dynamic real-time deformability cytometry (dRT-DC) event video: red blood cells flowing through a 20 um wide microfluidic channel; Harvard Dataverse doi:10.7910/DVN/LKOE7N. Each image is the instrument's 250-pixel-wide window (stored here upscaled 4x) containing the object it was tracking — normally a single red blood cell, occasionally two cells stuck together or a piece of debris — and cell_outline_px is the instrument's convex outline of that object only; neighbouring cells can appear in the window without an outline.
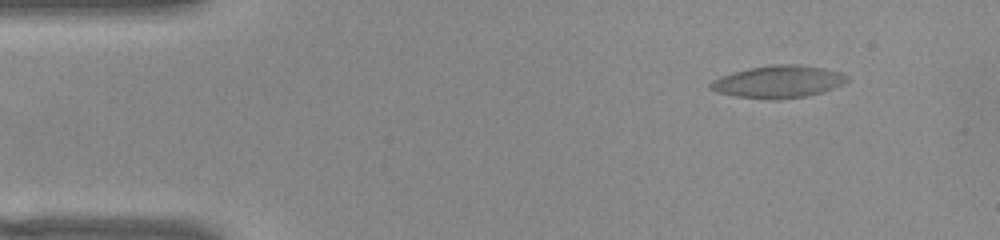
{"species": "common noctule bat (a hibernating species)", "species_latin": "Nyctalus noctula", "temperature_condition": "warm", "stored_images_in_passage": 55, "camera_frame_rate_fps": 3000, "um_per_image_px": 0.085, "animal": {"sex": "female", "body_mass_g": 22.0, "forearm_length_mm": 56.7}, "frame": {"image": 1, "passage_image": 6, "time_ms": 1.667, "image_size_px": [1000, 240], "cell_outline_px": [[848, 80], [844, 84], [820, 92], [804, 96], [736, 96], [716, 92], [708, 88], [708, 84], [712, 80], [732, 72], [772, 64], [796, 64], [824, 68], [840, 72], [848, 76]], "centroid_in_image_um": [66.15, 6.89], "position_along_channel_um": 18.8, "area_um2": 24.62}}
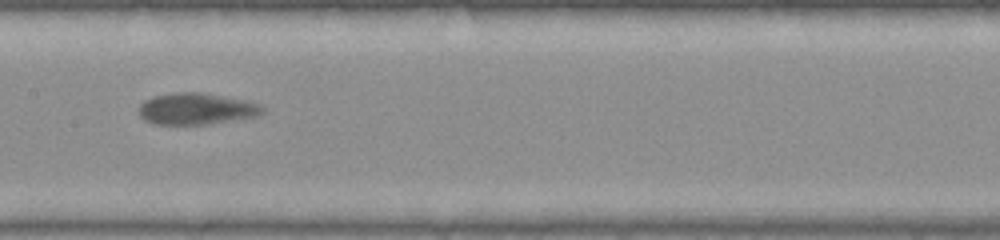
{"frame": {"image": 2, "passage_image": 27, "time_ms": 8.667, "image_size_px": [1000, 240], "cell_outline_px": [[264, 112], [256, 116], [208, 124], [156, 124], [144, 120], [140, 116], [140, 104], [144, 100], [152, 96], [176, 92], [200, 92], [244, 100], [260, 104], [264, 108]], "centroid_in_image_um": [16.67, 9.24], "position_along_channel_um": 190.7, "area_um2": 22.54}}
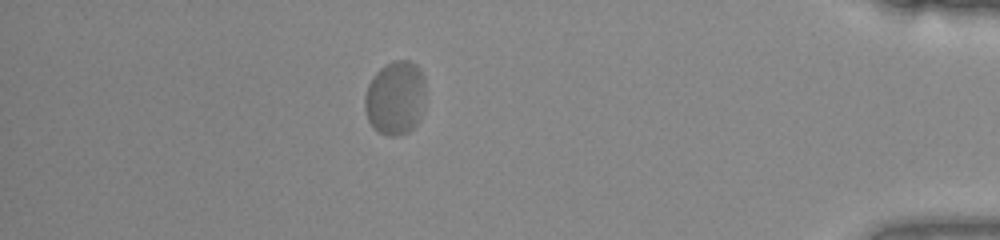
{"frame": {"image": 3, "passage_image": 48, "time_ms": 15.667, "image_size_px": [1000, 240], "cell_outline_px": [[424, 96], [420, 116], [416, 124], [408, 132], [392, 136], [388, 136], [380, 132], [368, 120], [364, 108], [364, 96], [368, 84], [372, 76], [380, 68], [396, 60], [408, 60], [416, 64], [420, 68], [424, 76]], "centroid_in_image_um": [33.59, 8.29], "position_along_channel_um": 401.6, "area_um2": 26.07}, "authors_computed_cell_mechanics": {"area_um2": 23.8714, "velocity_mm_per_s": 3.6862, "shape_relaxation_time_tau1_ms": 3.4718, "shape_relaxation_time_tau2_ms": null, "deformation_change_tau1": 0.1216, "deformation_change_tau2": null}}